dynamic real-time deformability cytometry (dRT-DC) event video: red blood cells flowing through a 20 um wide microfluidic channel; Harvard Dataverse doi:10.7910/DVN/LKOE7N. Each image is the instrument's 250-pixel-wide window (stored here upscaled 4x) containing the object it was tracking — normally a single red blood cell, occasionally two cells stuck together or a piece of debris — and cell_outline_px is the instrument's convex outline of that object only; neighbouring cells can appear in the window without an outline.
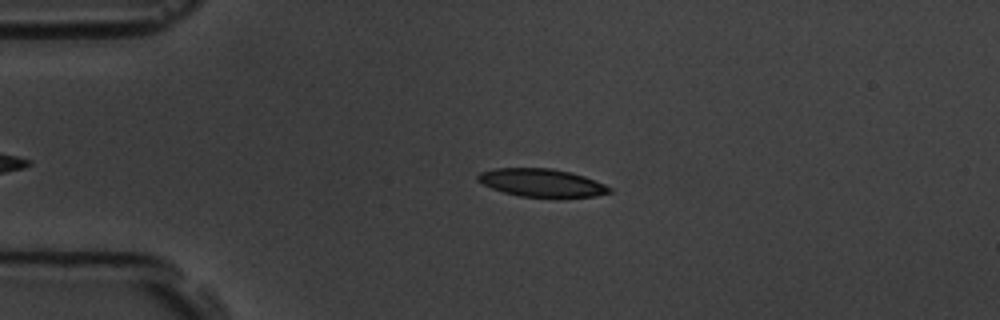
{"species": "common noctule bat (a hibernating species)", "species_latin": "Nyctalus noctula", "temperature_condition": "room temperature", "stored_images_in_passage": 3, "camera_frame_rate_fps": 3000, "um_per_image_px": 0.085, "animal": {"sex": "male", "body_mass_g": 19.5, "forearm_length_mm": 54.6}, "frame": {"image": 1, "passage_image": 2, "time_ms": 1.333, "image_size_px": [1000, 320], "cell_outline_px": [[612, 192], [596, 196], [520, 196], [504, 192], [492, 188], [476, 180], [476, 176], [480, 172], [496, 168], [552, 168], [572, 172], [584, 176], [604, 184], [612, 188]], "centroid_in_image_um": [46.03, 15.51], "position_along_channel_um": 39.0, "area_um2": 21.15}}